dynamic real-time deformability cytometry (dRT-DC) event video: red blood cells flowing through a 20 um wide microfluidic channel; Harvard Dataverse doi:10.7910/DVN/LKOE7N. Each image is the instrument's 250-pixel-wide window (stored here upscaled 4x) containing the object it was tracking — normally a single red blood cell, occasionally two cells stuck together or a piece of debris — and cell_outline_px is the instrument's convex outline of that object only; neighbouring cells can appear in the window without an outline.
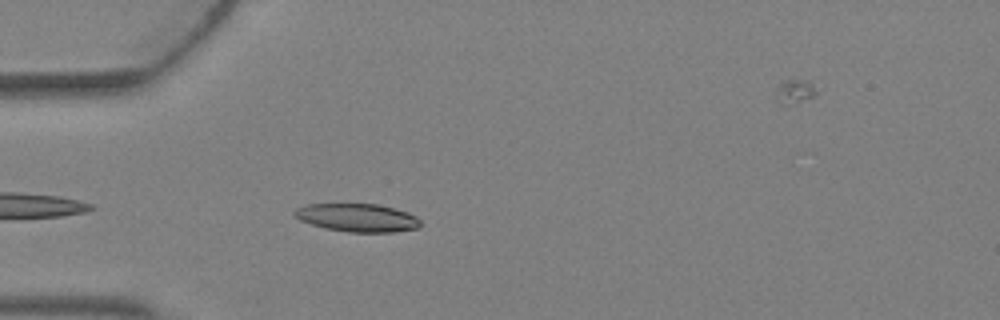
{"species": "Egyptian fruit bat (a non-hibernating species)", "species_latin": "Rousettus aegyptiacus", "temperature_condition": "warm", "stored_images_in_passage": 7, "camera_frame_rate_fps": 3000, "um_per_image_px": 0.085, "animal": {"sex": "female"}, "frame": {"image": 1, "passage_image": 6, "time_ms": 1.667, "image_size_px": [1000, 320], "cell_outline_px": [[420, 228], [392, 232], [348, 232], [324, 228], [300, 220], [292, 212], [296, 208], [304, 204], [376, 204], [408, 212], [416, 216], [420, 220]], "centroid_in_image_um": [30.37, 18.5], "position_along_channel_um": 54.6, "area_um2": 20.63}}